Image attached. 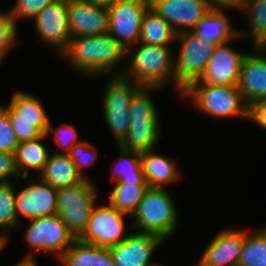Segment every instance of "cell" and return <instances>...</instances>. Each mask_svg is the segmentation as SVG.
Instances as JSON below:
<instances>
[{
	"instance_id": "1",
	"label": "cell",
	"mask_w": 266,
	"mask_h": 266,
	"mask_svg": "<svg viewBox=\"0 0 266 266\" xmlns=\"http://www.w3.org/2000/svg\"><path fill=\"white\" fill-rule=\"evenodd\" d=\"M60 56H64L76 71L90 77L110 73L118 75L117 70L112 71L126 59V48L109 33L71 37Z\"/></svg>"
},
{
	"instance_id": "2",
	"label": "cell",
	"mask_w": 266,
	"mask_h": 266,
	"mask_svg": "<svg viewBox=\"0 0 266 266\" xmlns=\"http://www.w3.org/2000/svg\"><path fill=\"white\" fill-rule=\"evenodd\" d=\"M136 45L126 49V58L131 61L127 69L118 71V75L130 78L142 86L161 88L171 82L177 91L175 56L171 51L172 47L139 42Z\"/></svg>"
},
{
	"instance_id": "3",
	"label": "cell",
	"mask_w": 266,
	"mask_h": 266,
	"mask_svg": "<svg viewBox=\"0 0 266 266\" xmlns=\"http://www.w3.org/2000/svg\"><path fill=\"white\" fill-rule=\"evenodd\" d=\"M131 217L130 231L154 234L164 241L178 227V211L165 188L149 187Z\"/></svg>"
},
{
	"instance_id": "4",
	"label": "cell",
	"mask_w": 266,
	"mask_h": 266,
	"mask_svg": "<svg viewBox=\"0 0 266 266\" xmlns=\"http://www.w3.org/2000/svg\"><path fill=\"white\" fill-rule=\"evenodd\" d=\"M182 97L211 117L248 119V106L237 85H189Z\"/></svg>"
},
{
	"instance_id": "5",
	"label": "cell",
	"mask_w": 266,
	"mask_h": 266,
	"mask_svg": "<svg viewBox=\"0 0 266 266\" xmlns=\"http://www.w3.org/2000/svg\"><path fill=\"white\" fill-rule=\"evenodd\" d=\"M97 193L90 178L57 192V215L66 223L75 239H79L85 232L96 206Z\"/></svg>"
},
{
	"instance_id": "6",
	"label": "cell",
	"mask_w": 266,
	"mask_h": 266,
	"mask_svg": "<svg viewBox=\"0 0 266 266\" xmlns=\"http://www.w3.org/2000/svg\"><path fill=\"white\" fill-rule=\"evenodd\" d=\"M110 78L103 92V115L117 145H119L126 137L130 127L131 100L142 85L122 75H112Z\"/></svg>"
},
{
	"instance_id": "7",
	"label": "cell",
	"mask_w": 266,
	"mask_h": 266,
	"mask_svg": "<svg viewBox=\"0 0 266 266\" xmlns=\"http://www.w3.org/2000/svg\"><path fill=\"white\" fill-rule=\"evenodd\" d=\"M180 43L178 57L175 56L177 91L180 96L193 82L203 75L214 47L194 31L180 33L176 37Z\"/></svg>"
},
{
	"instance_id": "8",
	"label": "cell",
	"mask_w": 266,
	"mask_h": 266,
	"mask_svg": "<svg viewBox=\"0 0 266 266\" xmlns=\"http://www.w3.org/2000/svg\"><path fill=\"white\" fill-rule=\"evenodd\" d=\"M29 221L24 238L31 250L23 257L33 258L36 257L33 254L37 251H46L53 252L58 260L76 240L66 223L57 214Z\"/></svg>"
},
{
	"instance_id": "9",
	"label": "cell",
	"mask_w": 266,
	"mask_h": 266,
	"mask_svg": "<svg viewBox=\"0 0 266 266\" xmlns=\"http://www.w3.org/2000/svg\"><path fill=\"white\" fill-rule=\"evenodd\" d=\"M125 215L127 214L120 212L109 203L95 206L85 232L79 240L106 248L119 244L128 236H124L127 227L124 223Z\"/></svg>"
},
{
	"instance_id": "10",
	"label": "cell",
	"mask_w": 266,
	"mask_h": 266,
	"mask_svg": "<svg viewBox=\"0 0 266 266\" xmlns=\"http://www.w3.org/2000/svg\"><path fill=\"white\" fill-rule=\"evenodd\" d=\"M149 0H117L108 7V33L126 49L139 42L142 19Z\"/></svg>"
},
{
	"instance_id": "11",
	"label": "cell",
	"mask_w": 266,
	"mask_h": 266,
	"mask_svg": "<svg viewBox=\"0 0 266 266\" xmlns=\"http://www.w3.org/2000/svg\"><path fill=\"white\" fill-rule=\"evenodd\" d=\"M32 21L41 41L61 54L71 39L68 0H56L47 5Z\"/></svg>"
},
{
	"instance_id": "12",
	"label": "cell",
	"mask_w": 266,
	"mask_h": 266,
	"mask_svg": "<svg viewBox=\"0 0 266 266\" xmlns=\"http://www.w3.org/2000/svg\"><path fill=\"white\" fill-rule=\"evenodd\" d=\"M228 43L231 41L216 44L203 75L190 85L238 84L239 73L248 53L239 52Z\"/></svg>"
},
{
	"instance_id": "13",
	"label": "cell",
	"mask_w": 266,
	"mask_h": 266,
	"mask_svg": "<svg viewBox=\"0 0 266 266\" xmlns=\"http://www.w3.org/2000/svg\"><path fill=\"white\" fill-rule=\"evenodd\" d=\"M149 4L177 35L193 31L199 20L211 10L207 0H149Z\"/></svg>"
},
{
	"instance_id": "14",
	"label": "cell",
	"mask_w": 266,
	"mask_h": 266,
	"mask_svg": "<svg viewBox=\"0 0 266 266\" xmlns=\"http://www.w3.org/2000/svg\"><path fill=\"white\" fill-rule=\"evenodd\" d=\"M163 243L157 235L135 231L109 250L114 266H150L152 254Z\"/></svg>"
},
{
	"instance_id": "15",
	"label": "cell",
	"mask_w": 266,
	"mask_h": 266,
	"mask_svg": "<svg viewBox=\"0 0 266 266\" xmlns=\"http://www.w3.org/2000/svg\"><path fill=\"white\" fill-rule=\"evenodd\" d=\"M37 183L27 185L16 193V213L31 220L57 214V192L49 183L38 178Z\"/></svg>"
},
{
	"instance_id": "16",
	"label": "cell",
	"mask_w": 266,
	"mask_h": 266,
	"mask_svg": "<svg viewBox=\"0 0 266 266\" xmlns=\"http://www.w3.org/2000/svg\"><path fill=\"white\" fill-rule=\"evenodd\" d=\"M71 37L102 35L109 30V9L83 0H68Z\"/></svg>"
},
{
	"instance_id": "17",
	"label": "cell",
	"mask_w": 266,
	"mask_h": 266,
	"mask_svg": "<svg viewBox=\"0 0 266 266\" xmlns=\"http://www.w3.org/2000/svg\"><path fill=\"white\" fill-rule=\"evenodd\" d=\"M254 50L246 55L237 84L248 107L266 99V48Z\"/></svg>"
},
{
	"instance_id": "18",
	"label": "cell",
	"mask_w": 266,
	"mask_h": 266,
	"mask_svg": "<svg viewBox=\"0 0 266 266\" xmlns=\"http://www.w3.org/2000/svg\"><path fill=\"white\" fill-rule=\"evenodd\" d=\"M245 230L225 229L218 233L202 254V266H238Z\"/></svg>"
},
{
	"instance_id": "19",
	"label": "cell",
	"mask_w": 266,
	"mask_h": 266,
	"mask_svg": "<svg viewBox=\"0 0 266 266\" xmlns=\"http://www.w3.org/2000/svg\"><path fill=\"white\" fill-rule=\"evenodd\" d=\"M2 107L8 112L10 121L35 122V127L47 133L50 120L41 99L18 90L12 94L9 104Z\"/></svg>"
},
{
	"instance_id": "20",
	"label": "cell",
	"mask_w": 266,
	"mask_h": 266,
	"mask_svg": "<svg viewBox=\"0 0 266 266\" xmlns=\"http://www.w3.org/2000/svg\"><path fill=\"white\" fill-rule=\"evenodd\" d=\"M154 149L141 153V165L148 187L164 188L179 180L177 164L167 157L154 153Z\"/></svg>"
},
{
	"instance_id": "21",
	"label": "cell",
	"mask_w": 266,
	"mask_h": 266,
	"mask_svg": "<svg viewBox=\"0 0 266 266\" xmlns=\"http://www.w3.org/2000/svg\"><path fill=\"white\" fill-rule=\"evenodd\" d=\"M38 178L49 183L56 190L77 185L84 180L77 172L69 154L63 153L50 154Z\"/></svg>"
},
{
	"instance_id": "22",
	"label": "cell",
	"mask_w": 266,
	"mask_h": 266,
	"mask_svg": "<svg viewBox=\"0 0 266 266\" xmlns=\"http://www.w3.org/2000/svg\"><path fill=\"white\" fill-rule=\"evenodd\" d=\"M225 13L226 10H210L199 20L193 31L215 45L243 38L239 29L231 27L230 19Z\"/></svg>"
},
{
	"instance_id": "23",
	"label": "cell",
	"mask_w": 266,
	"mask_h": 266,
	"mask_svg": "<svg viewBox=\"0 0 266 266\" xmlns=\"http://www.w3.org/2000/svg\"><path fill=\"white\" fill-rule=\"evenodd\" d=\"M62 266H114L109 248L76 239L58 259Z\"/></svg>"
},
{
	"instance_id": "24",
	"label": "cell",
	"mask_w": 266,
	"mask_h": 266,
	"mask_svg": "<svg viewBox=\"0 0 266 266\" xmlns=\"http://www.w3.org/2000/svg\"><path fill=\"white\" fill-rule=\"evenodd\" d=\"M47 138L46 134L30 140L20 142L14 153L16 168L21 179H27L30 170H35L39 174L47 163L50 153L41 142Z\"/></svg>"
},
{
	"instance_id": "25",
	"label": "cell",
	"mask_w": 266,
	"mask_h": 266,
	"mask_svg": "<svg viewBox=\"0 0 266 266\" xmlns=\"http://www.w3.org/2000/svg\"><path fill=\"white\" fill-rule=\"evenodd\" d=\"M159 124V120H130L128 133L119 145L140 153L154 149L162 129Z\"/></svg>"
},
{
	"instance_id": "26",
	"label": "cell",
	"mask_w": 266,
	"mask_h": 266,
	"mask_svg": "<svg viewBox=\"0 0 266 266\" xmlns=\"http://www.w3.org/2000/svg\"><path fill=\"white\" fill-rule=\"evenodd\" d=\"M176 37L172 26L149 6L142 19L139 43L170 46Z\"/></svg>"
},
{
	"instance_id": "27",
	"label": "cell",
	"mask_w": 266,
	"mask_h": 266,
	"mask_svg": "<svg viewBox=\"0 0 266 266\" xmlns=\"http://www.w3.org/2000/svg\"><path fill=\"white\" fill-rule=\"evenodd\" d=\"M119 160L113 163L111 179L115 184H138L148 185L142 170L141 153L130 151L117 145Z\"/></svg>"
},
{
	"instance_id": "28",
	"label": "cell",
	"mask_w": 266,
	"mask_h": 266,
	"mask_svg": "<svg viewBox=\"0 0 266 266\" xmlns=\"http://www.w3.org/2000/svg\"><path fill=\"white\" fill-rule=\"evenodd\" d=\"M242 13L250 20L251 28L248 34L240 30L242 37L251 36L254 48H266V0H246Z\"/></svg>"
},
{
	"instance_id": "29",
	"label": "cell",
	"mask_w": 266,
	"mask_h": 266,
	"mask_svg": "<svg viewBox=\"0 0 266 266\" xmlns=\"http://www.w3.org/2000/svg\"><path fill=\"white\" fill-rule=\"evenodd\" d=\"M148 188V185H138L133 183L115 184L112 191L106 193L109 195L108 203L120 212L131 217Z\"/></svg>"
},
{
	"instance_id": "30",
	"label": "cell",
	"mask_w": 266,
	"mask_h": 266,
	"mask_svg": "<svg viewBox=\"0 0 266 266\" xmlns=\"http://www.w3.org/2000/svg\"><path fill=\"white\" fill-rule=\"evenodd\" d=\"M239 266H266V228L248 232L245 229Z\"/></svg>"
},
{
	"instance_id": "31",
	"label": "cell",
	"mask_w": 266,
	"mask_h": 266,
	"mask_svg": "<svg viewBox=\"0 0 266 266\" xmlns=\"http://www.w3.org/2000/svg\"><path fill=\"white\" fill-rule=\"evenodd\" d=\"M160 87L141 86L133 95L129 110V120H159L151 92L158 91Z\"/></svg>"
},
{
	"instance_id": "32",
	"label": "cell",
	"mask_w": 266,
	"mask_h": 266,
	"mask_svg": "<svg viewBox=\"0 0 266 266\" xmlns=\"http://www.w3.org/2000/svg\"><path fill=\"white\" fill-rule=\"evenodd\" d=\"M21 225L16 213V190L12 182L0 183V229L7 230Z\"/></svg>"
},
{
	"instance_id": "33",
	"label": "cell",
	"mask_w": 266,
	"mask_h": 266,
	"mask_svg": "<svg viewBox=\"0 0 266 266\" xmlns=\"http://www.w3.org/2000/svg\"><path fill=\"white\" fill-rule=\"evenodd\" d=\"M17 25L10 12H0V61L17 43Z\"/></svg>"
},
{
	"instance_id": "34",
	"label": "cell",
	"mask_w": 266,
	"mask_h": 266,
	"mask_svg": "<svg viewBox=\"0 0 266 266\" xmlns=\"http://www.w3.org/2000/svg\"><path fill=\"white\" fill-rule=\"evenodd\" d=\"M68 154L74 161L77 172L84 179H88L82 168L90 166L96 161L97 151L94 146L90 142L81 140L79 143L73 146Z\"/></svg>"
},
{
	"instance_id": "35",
	"label": "cell",
	"mask_w": 266,
	"mask_h": 266,
	"mask_svg": "<svg viewBox=\"0 0 266 266\" xmlns=\"http://www.w3.org/2000/svg\"><path fill=\"white\" fill-rule=\"evenodd\" d=\"M56 0H16L15 5L9 11L12 20L31 19L33 20L47 5Z\"/></svg>"
},
{
	"instance_id": "36",
	"label": "cell",
	"mask_w": 266,
	"mask_h": 266,
	"mask_svg": "<svg viewBox=\"0 0 266 266\" xmlns=\"http://www.w3.org/2000/svg\"><path fill=\"white\" fill-rule=\"evenodd\" d=\"M50 133L54 134L56 144L63 150L54 153L68 154L73 146L81 141L78 140V133L73 124H60V126L55 129L52 127V123L49 122L46 135L50 136Z\"/></svg>"
},
{
	"instance_id": "37",
	"label": "cell",
	"mask_w": 266,
	"mask_h": 266,
	"mask_svg": "<svg viewBox=\"0 0 266 266\" xmlns=\"http://www.w3.org/2000/svg\"><path fill=\"white\" fill-rule=\"evenodd\" d=\"M18 144L8 112L0 105V152L14 154Z\"/></svg>"
},
{
	"instance_id": "38",
	"label": "cell",
	"mask_w": 266,
	"mask_h": 266,
	"mask_svg": "<svg viewBox=\"0 0 266 266\" xmlns=\"http://www.w3.org/2000/svg\"><path fill=\"white\" fill-rule=\"evenodd\" d=\"M10 124L19 143L30 141L43 135V133L35 127V122L10 121Z\"/></svg>"
},
{
	"instance_id": "39",
	"label": "cell",
	"mask_w": 266,
	"mask_h": 266,
	"mask_svg": "<svg viewBox=\"0 0 266 266\" xmlns=\"http://www.w3.org/2000/svg\"><path fill=\"white\" fill-rule=\"evenodd\" d=\"M12 176H16V181L21 178L16 168L15 155L0 152V183L11 182Z\"/></svg>"
},
{
	"instance_id": "40",
	"label": "cell",
	"mask_w": 266,
	"mask_h": 266,
	"mask_svg": "<svg viewBox=\"0 0 266 266\" xmlns=\"http://www.w3.org/2000/svg\"><path fill=\"white\" fill-rule=\"evenodd\" d=\"M248 120L266 129V99L254 102L248 107Z\"/></svg>"
},
{
	"instance_id": "41",
	"label": "cell",
	"mask_w": 266,
	"mask_h": 266,
	"mask_svg": "<svg viewBox=\"0 0 266 266\" xmlns=\"http://www.w3.org/2000/svg\"><path fill=\"white\" fill-rule=\"evenodd\" d=\"M211 10H243L246 0H207Z\"/></svg>"
},
{
	"instance_id": "42",
	"label": "cell",
	"mask_w": 266,
	"mask_h": 266,
	"mask_svg": "<svg viewBox=\"0 0 266 266\" xmlns=\"http://www.w3.org/2000/svg\"><path fill=\"white\" fill-rule=\"evenodd\" d=\"M38 264L36 263V258L33 257H23V259L18 262L15 266H37Z\"/></svg>"
},
{
	"instance_id": "43",
	"label": "cell",
	"mask_w": 266,
	"mask_h": 266,
	"mask_svg": "<svg viewBox=\"0 0 266 266\" xmlns=\"http://www.w3.org/2000/svg\"><path fill=\"white\" fill-rule=\"evenodd\" d=\"M86 1L92 5H100V6H105L109 7L113 3H115L117 0H83Z\"/></svg>"
},
{
	"instance_id": "44",
	"label": "cell",
	"mask_w": 266,
	"mask_h": 266,
	"mask_svg": "<svg viewBox=\"0 0 266 266\" xmlns=\"http://www.w3.org/2000/svg\"><path fill=\"white\" fill-rule=\"evenodd\" d=\"M3 235L0 234V253L1 250L4 249V246L6 247V244L8 243V236L4 234V231L2 230Z\"/></svg>"
},
{
	"instance_id": "45",
	"label": "cell",
	"mask_w": 266,
	"mask_h": 266,
	"mask_svg": "<svg viewBox=\"0 0 266 266\" xmlns=\"http://www.w3.org/2000/svg\"><path fill=\"white\" fill-rule=\"evenodd\" d=\"M150 266H163V265H160V264H152V265H150Z\"/></svg>"
}]
</instances>
